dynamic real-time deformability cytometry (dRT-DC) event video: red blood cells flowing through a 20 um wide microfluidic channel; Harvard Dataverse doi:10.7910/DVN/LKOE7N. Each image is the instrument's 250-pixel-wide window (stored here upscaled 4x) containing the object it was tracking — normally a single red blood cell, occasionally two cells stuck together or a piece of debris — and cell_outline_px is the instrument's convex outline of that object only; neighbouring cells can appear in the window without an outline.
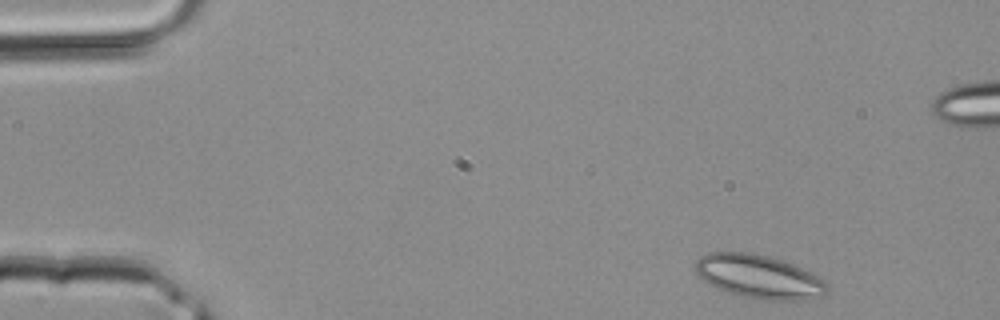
{"species": "common noctule bat (a hibernating species)", "species_latin": "Nyctalus noctula", "temperature_condition": "room temperature", "stored_images_in_passage": 39, "segment_of_instrument_passage": [1, 2], "camera_frame_rate_fps": 3000, "um_per_image_px": 0.085, "animal": {"sex": "male", "body_mass_g": 20.4}, "frame": {"image": 1, "passage_image": 1, "time_ms": 0.0, "image_size_px": [1000, 320], "cell_outline_px": [[828, 292], [824, 296], [804, 300], [760, 300], [732, 296], [708, 284], [696, 272], [696, 260], [700, 256], [708, 252], [752, 252], [784, 260], [824, 280], [828, 284]], "centroid_in_image_um": [64.49, 23.54], "position_along_channel_um": 20.5, "area_um2": 33.99}}
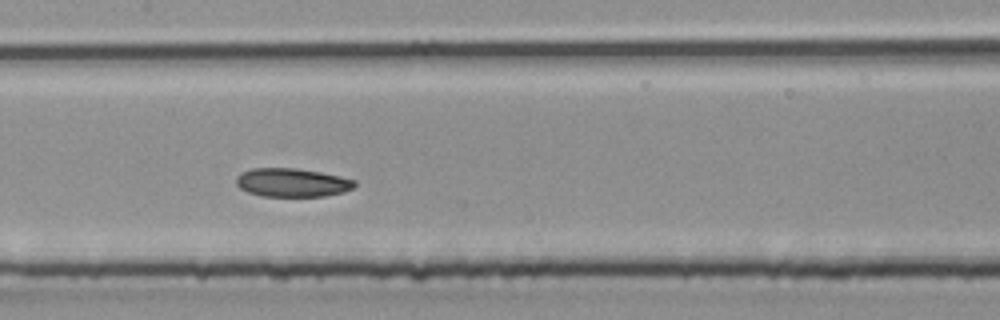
{"frame": {"image": 2, "passage_image": 17, "time_ms": 5.333, "image_size_px": [1000, 320], "cell_outline_px": [[356, 184], [352, 188], [344, 192], [324, 196], [260, 196], [248, 192], [240, 188], [236, 184], [236, 176], [240, 172], [252, 168], [296, 168], [320, 172], [340, 176], [356, 180]], "centroid_in_image_um": [24.81, 15.51], "position_along_channel_um": 182.6, "area_um2": 19.83}}
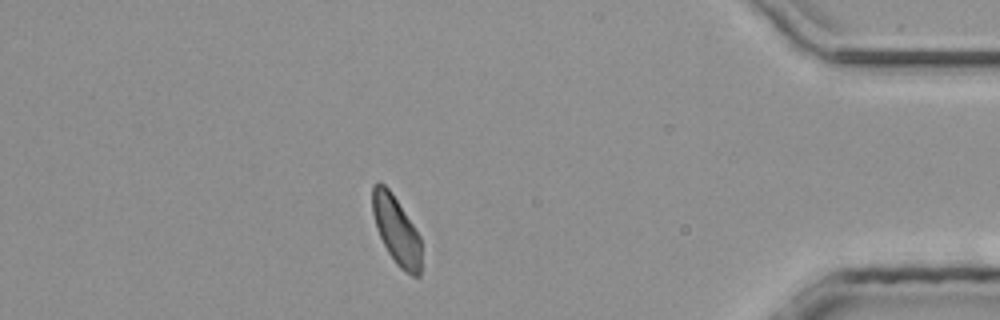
{"frame": {"image": 3, "passage_image": 33, "time_ms": 10.667, "image_size_px": [1000, 320], "cell_outline_px": [[420, 276], [412, 276], [400, 268], [396, 264], [388, 252], [376, 228], [372, 212], [372, 184], [384, 184], [392, 192], [420, 236]], "centroid_in_image_um": [33.67, 19.56], "position_along_channel_um": 401.5, "area_um2": 19.19}}